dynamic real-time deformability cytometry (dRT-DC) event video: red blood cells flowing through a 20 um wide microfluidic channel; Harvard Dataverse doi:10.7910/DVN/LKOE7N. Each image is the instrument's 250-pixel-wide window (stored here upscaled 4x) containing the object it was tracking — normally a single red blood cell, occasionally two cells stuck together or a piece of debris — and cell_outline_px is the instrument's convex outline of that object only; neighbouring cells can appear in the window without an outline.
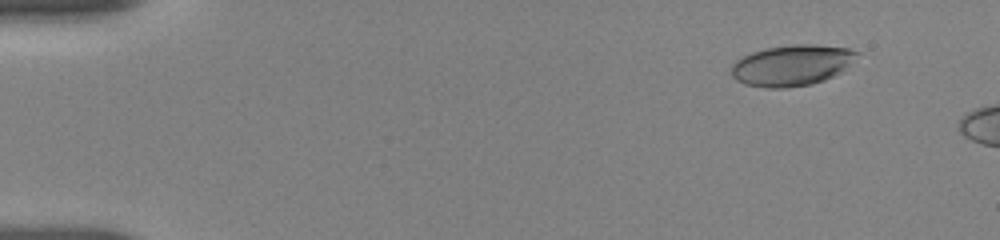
{"species": "human", "species_latin": "Homo sapiens", "temperature_condition": "room temperature", "stored_images_in_passage": 12, "camera_frame_rate_fps": 3000, "um_per_image_px": 0.085, "donor": {"sex": "female"}, "frame": {"image": 1, "passage_image": 6, "time_ms": 1.667, "image_size_px": [1000, 240], "cell_outline_px": [[860, 52], [844, 68], [832, 76], [824, 80], [812, 84], [784, 88], [764, 88], [744, 84], [736, 80], [732, 76], [732, 64], [736, 60], [752, 52], [768, 48], [792, 44], [816, 44], [848, 48]], "centroid_in_image_um": [67.27, 5.55], "position_along_channel_um": 17.7, "area_um2": 29.71}}